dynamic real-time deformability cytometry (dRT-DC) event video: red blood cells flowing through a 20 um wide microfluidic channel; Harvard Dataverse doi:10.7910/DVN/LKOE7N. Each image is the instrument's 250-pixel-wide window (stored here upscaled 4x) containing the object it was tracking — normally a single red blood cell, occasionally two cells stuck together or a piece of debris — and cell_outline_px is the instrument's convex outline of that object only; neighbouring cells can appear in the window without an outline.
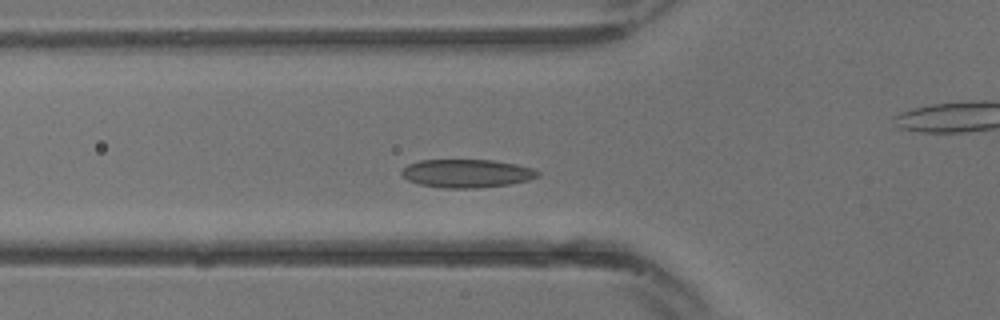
{"species": "common noctule bat (a hibernating species)", "species_latin": "Nyctalus noctula", "temperature_condition": "warm", "stored_images_in_passage": 17, "camera_frame_rate_fps": 3000, "um_per_image_px": 0.085, "animal": {"sex": "male", "body_mass_g": 13.3}, "frame": {"image": 1, "passage_image": 8, "time_ms": 2.333, "image_size_px": [1000, 320], "cell_outline_px": [[540, 176], [528, 180], [508, 184], [480, 188], [444, 188], [420, 184], [408, 180], [400, 172], [408, 164], [420, 160], [492, 160], [516, 164], [532, 168], [540, 172]], "centroid_in_image_um": [39.69, 14.74], "position_along_channel_um": 86.1, "area_um2": 22.37}}
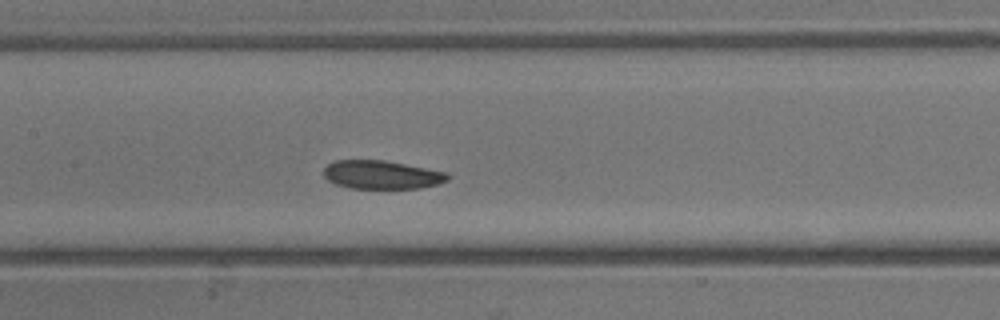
{"frame": {"image": 2, "passage_image": 12, "time_ms": 3.667, "image_size_px": [1000, 320], "cell_outline_px": [[448, 180], [436, 184], [420, 188], [352, 188], [336, 184], [328, 180], [324, 176], [324, 168], [328, 164], [336, 160], [384, 160], [448, 172]], "centroid_in_image_um": [32.44, 14.85], "position_along_channel_um": 175.0, "area_um2": 20.4}}
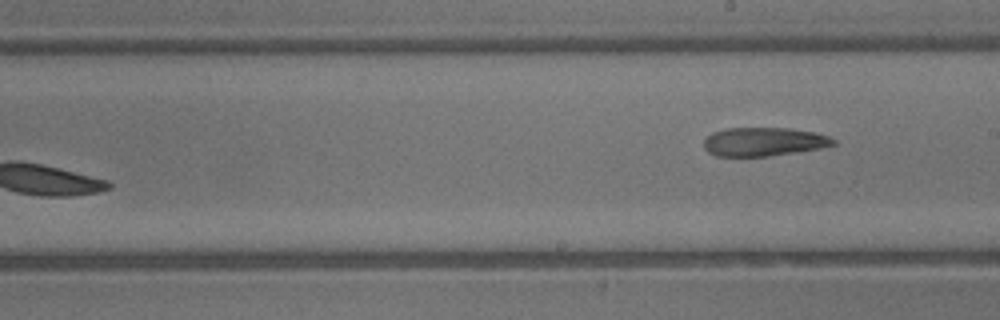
{"frame": {"image": 3, "passage_image": 17, "time_ms": 5.333, "image_size_px": [1000, 320], "cell_outline_px": [[836, 144], [820, 148], [796, 152], [768, 156], [716, 156], [708, 152], [704, 148], [704, 140], [712, 132], [728, 128], [788, 128], [812, 132], [828, 136], [836, 140]], "centroid_in_image_um": [64.9, 12.05], "position_along_channel_um": 224.1, "area_um2": 21.5}}